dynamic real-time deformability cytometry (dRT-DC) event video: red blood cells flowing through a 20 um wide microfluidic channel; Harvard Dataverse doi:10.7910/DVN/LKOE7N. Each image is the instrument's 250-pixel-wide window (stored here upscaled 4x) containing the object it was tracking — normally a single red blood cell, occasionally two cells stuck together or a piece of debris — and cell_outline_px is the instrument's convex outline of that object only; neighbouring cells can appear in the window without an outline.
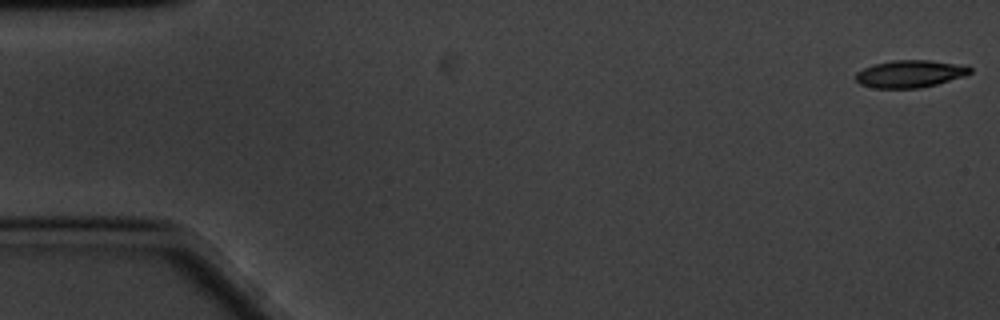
{"species": "common noctule bat (a hibernating species)", "species_latin": "Nyctalus noctula", "temperature_condition": "cold", "stored_images_in_passage": 59, "camera_frame_rate_fps": 3000, "um_per_image_px": 0.085, "animal": {"sex": "male", "body_mass_g": 20.1, "forearm_length_mm": 53.5}, "frame": {"image": 1, "passage_image": 1, "time_ms": 0.0, "image_size_px": [1000, 320], "cell_outline_px": [[972, 72], [964, 76], [936, 84], [920, 88], [876, 88], [860, 84], [856, 80], [856, 72], [864, 68], [876, 64], [892, 60], [928, 60], [952, 64], [972, 68]], "centroid_in_image_um": [77.31, 6.28], "position_along_channel_um": 7.7, "area_um2": 17.86}}
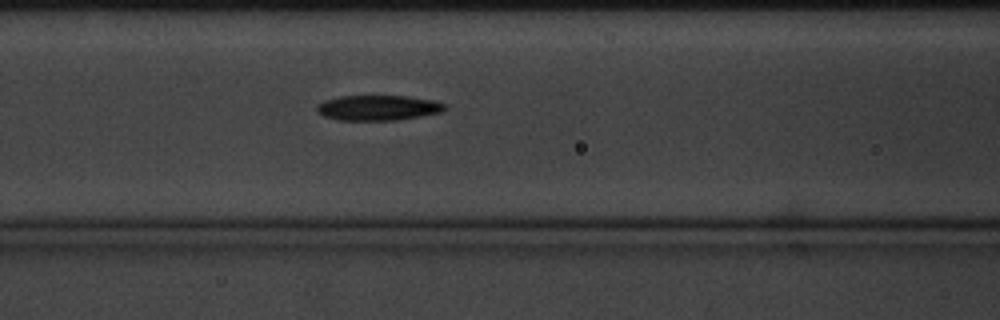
{"frame": {"image": 2, "passage_image": 24, "time_ms": 7.667, "image_size_px": [1000, 320], "cell_outline_px": [[448, 108], [444, 112], [396, 120], [340, 120], [324, 116], [316, 112], [316, 104], [324, 100], [340, 96], [408, 96], [436, 100], [448, 104]], "centroid_in_image_um": [32.18, 9.15], "position_along_channel_um": 134.4, "area_um2": 19.13}}
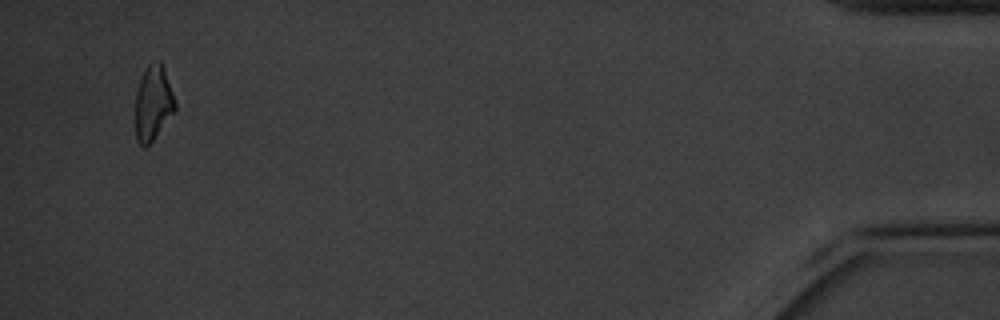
{"frame": {"image": 3, "passage_image": 57, "time_ms": 18.667, "image_size_px": [1000, 320], "cell_outline_px": [[176, 108], [152, 140], [144, 148], [136, 140], [136, 92], [140, 80], [148, 64], [156, 60], [160, 60], [164, 68], [176, 104]], "centroid_in_image_um": [13.0, 8.73], "position_along_channel_um": 422.2, "area_um2": 16.88}, "authors_computed_cell_mechanics": {"area_um2": 18.7272, "velocity_mm_per_s": 3.3512, "shape_relaxation_time_tau1_ms": 4.073, "shape_relaxation_time_tau2_ms": 4.8787, "deformation_change_tau1": 0.1526, "deformation_change_tau2": 0.1384}}